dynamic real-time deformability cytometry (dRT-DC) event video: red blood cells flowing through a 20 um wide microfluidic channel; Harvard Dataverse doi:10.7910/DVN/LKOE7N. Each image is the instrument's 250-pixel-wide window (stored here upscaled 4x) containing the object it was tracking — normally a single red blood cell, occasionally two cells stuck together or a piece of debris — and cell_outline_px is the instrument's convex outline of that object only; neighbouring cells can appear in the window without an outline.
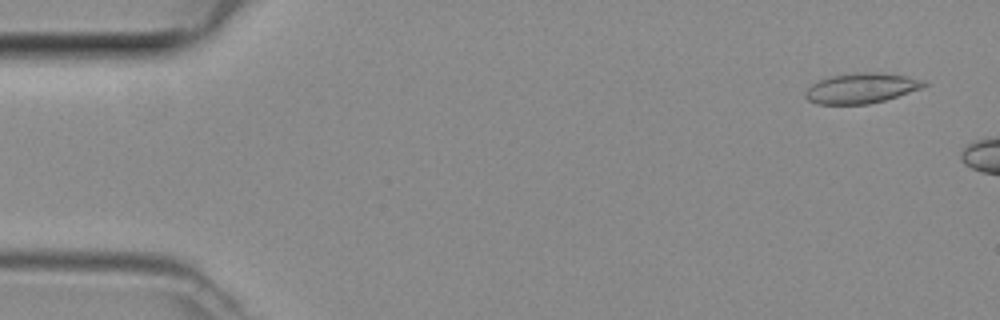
{"species": "common noctule bat (a hibernating species)", "species_latin": "Nyctalus noctula", "temperature_condition": "room temperature", "stored_images_in_passage": 9, "camera_frame_rate_fps": 3000, "um_per_image_px": 0.085, "animal": {"sex": "female", "body_mass_g": 29.2, "forearm_length_mm": 56.3}, "frame": {"image": 1, "passage_image": 3, "time_ms": 0.667, "image_size_px": [1000, 320], "cell_outline_px": [[928, 84], [920, 88], [884, 100], [868, 104], [816, 104], [808, 100], [804, 96], [804, 92], [812, 84], [820, 80], [832, 76], [864, 72], [872, 72], [908, 76], [928, 80]], "centroid_in_image_um": [73.21, 7.5], "position_along_channel_um": 11.8, "area_um2": 20.63}}